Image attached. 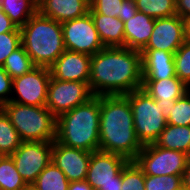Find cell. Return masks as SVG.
Segmentation results:
<instances>
[{"instance_id": "1", "label": "cell", "mask_w": 190, "mask_h": 190, "mask_svg": "<svg viewBox=\"0 0 190 190\" xmlns=\"http://www.w3.org/2000/svg\"><path fill=\"white\" fill-rule=\"evenodd\" d=\"M142 54L126 47H104L91 56L89 87L94 96L126 95L142 88Z\"/></svg>"}, {"instance_id": "2", "label": "cell", "mask_w": 190, "mask_h": 190, "mask_svg": "<svg viewBox=\"0 0 190 190\" xmlns=\"http://www.w3.org/2000/svg\"><path fill=\"white\" fill-rule=\"evenodd\" d=\"M99 137V150L120 154L128 160H134L143 148L125 95L100 96Z\"/></svg>"}, {"instance_id": "3", "label": "cell", "mask_w": 190, "mask_h": 190, "mask_svg": "<svg viewBox=\"0 0 190 190\" xmlns=\"http://www.w3.org/2000/svg\"><path fill=\"white\" fill-rule=\"evenodd\" d=\"M100 96L57 117L56 141L89 152L99 150Z\"/></svg>"}, {"instance_id": "4", "label": "cell", "mask_w": 190, "mask_h": 190, "mask_svg": "<svg viewBox=\"0 0 190 190\" xmlns=\"http://www.w3.org/2000/svg\"><path fill=\"white\" fill-rule=\"evenodd\" d=\"M20 30L21 45L37 67L49 68L66 50L61 23L38 11Z\"/></svg>"}, {"instance_id": "5", "label": "cell", "mask_w": 190, "mask_h": 190, "mask_svg": "<svg viewBox=\"0 0 190 190\" xmlns=\"http://www.w3.org/2000/svg\"><path fill=\"white\" fill-rule=\"evenodd\" d=\"M1 108L23 142L56 140L57 118L46 106L24 105L10 101L4 103Z\"/></svg>"}, {"instance_id": "6", "label": "cell", "mask_w": 190, "mask_h": 190, "mask_svg": "<svg viewBox=\"0 0 190 190\" xmlns=\"http://www.w3.org/2000/svg\"><path fill=\"white\" fill-rule=\"evenodd\" d=\"M133 114L135 133L142 145L155 143L167 125L161 107L142 88L125 95Z\"/></svg>"}, {"instance_id": "7", "label": "cell", "mask_w": 190, "mask_h": 190, "mask_svg": "<svg viewBox=\"0 0 190 190\" xmlns=\"http://www.w3.org/2000/svg\"><path fill=\"white\" fill-rule=\"evenodd\" d=\"M129 160L116 153L91 152L86 181L94 190H121L122 168Z\"/></svg>"}, {"instance_id": "8", "label": "cell", "mask_w": 190, "mask_h": 190, "mask_svg": "<svg viewBox=\"0 0 190 190\" xmlns=\"http://www.w3.org/2000/svg\"><path fill=\"white\" fill-rule=\"evenodd\" d=\"M189 155L177 150H168L154 143L143 145L134 159L145 175H183Z\"/></svg>"}, {"instance_id": "9", "label": "cell", "mask_w": 190, "mask_h": 190, "mask_svg": "<svg viewBox=\"0 0 190 190\" xmlns=\"http://www.w3.org/2000/svg\"><path fill=\"white\" fill-rule=\"evenodd\" d=\"M93 97L86 82L61 81L51 77L45 106L57 118Z\"/></svg>"}, {"instance_id": "10", "label": "cell", "mask_w": 190, "mask_h": 190, "mask_svg": "<svg viewBox=\"0 0 190 190\" xmlns=\"http://www.w3.org/2000/svg\"><path fill=\"white\" fill-rule=\"evenodd\" d=\"M61 27L66 50L92 56L105 47L90 13L80 18L64 21Z\"/></svg>"}, {"instance_id": "11", "label": "cell", "mask_w": 190, "mask_h": 190, "mask_svg": "<svg viewBox=\"0 0 190 190\" xmlns=\"http://www.w3.org/2000/svg\"><path fill=\"white\" fill-rule=\"evenodd\" d=\"M53 142H22L20 147L10 156L17 171L27 185H32L38 175L52 161Z\"/></svg>"}, {"instance_id": "12", "label": "cell", "mask_w": 190, "mask_h": 190, "mask_svg": "<svg viewBox=\"0 0 190 190\" xmlns=\"http://www.w3.org/2000/svg\"><path fill=\"white\" fill-rule=\"evenodd\" d=\"M189 38V23L178 15L155 19L147 45L143 49L175 53Z\"/></svg>"}, {"instance_id": "13", "label": "cell", "mask_w": 190, "mask_h": 190, "mask_svg": "<svg viewBox=\"0 0 190 190\" xmlns=\"http://www.w3.org/2000/svg\"><path fill=\"white\" fill-rule=\"evenodd\" d=\"M50 70L47 67H34L30 72L13 79V93L18 98L11 97V102L32 106H45Z\"/></svg>"}, {"instance_id": "14", "label": "cell", "mask_w": 190, "mask_h": 190, "mask_svg": "<svg viewBox=\"0 0 190 190\" xmlns=\"http://www.w3.org/2000/svg\"><path fill=\"white\" fill-rule=\"evenodd\" d=\"M90 157L89 151L53 142L51 162L63 171L69 182L86 180Z\"/></svg>"}, {"instance_id": "15", "label": "cell", "mask_w": 190, "mask_h": 190, "mask_svg": "<svg viewBox=\"0 0 190 190\" xmlns=\"http://www.w3.org/2000/svg\"><path fill=\"white\" fill-rule=\"evenodd\" d=\"M91 56L65 50L49 67L52 78L89 84Z\"/></svg>"}, {"instance_id": "16", "label": "cell", "mask_w": 190, "mask_h": 190, "mask_svg": "<svg viewBox=\"0 0 190 190\" xmlns=\"http://www.w3.org/2000/svg\"><path fill=\"white\" fill-rule=\"evenodd\" d=\"M142 89L156 100L165 119L169 117L175 101L190 90L177 76L165 80L143 81Z\"/></svg>"}, {"instance_id": "17", "label": "cell", "mask_w": 190, "mask_h": 190, "mask_svg": "<svg viewBox=\"0 0 190 190\" xmlns=\"http://www.w3.org/2000/svg\"><path fill=\"white\" fill-rule=\"evenodd\" d=\"M143 81L165 80L176 76L174 53L155 49H142Z\"/></svg>"}, {"instance_id": "18", "label": "cell", "mask_w": 190, "mask_h": 190, "mask_svg": "<svg viewBox=\"0 0 190 190\" xmlns=\"http://www.w3.org/2000/svg\"><path fill=\"white\" fill-rule=\"evenodd\" d=\"M37 5L41 15L62 23L87 15L90 0H37Z\"/></svg>"}, {"instance_id": "19", "label": "cell", "mask_w": 190, "mask_h": 190, "mask_svg": "<svg viewBox=\"0 0 190 190\" xmlns=\"http://www.w3.org/2000/svg\"><path fill=\"white\" fill-rule=\"evenodd\" d=\"M155 25V19L137 11L124 22V47L141 51L148 43Z\"/></svg>"}, {"instance_id": "20", "label": "cell", "mask_w": 190, "mask_h": 190, "mask_svg": "<svg viewBox=\"0 0 190 190\" xmlns=\"http://www.w3.org/2000/svg\"><path fill=\"white\" fill-rule=\"evenodd\" d=\"M105 47H124V22L112 16L89 11Z\"/></svg>"}, {"instance_id": "21", "label": "cell", "mask_w": 190, "mask_h": 190, "mask_svg": "<svg viewBox=\"0 0 190 190\" xmlns=\"http://www.w3.org/2000/svg\"><path fill=\"white\" fill-rule=\"evenodd\" d=\"M155 145L168 150H177L190 156V126L167 124Z\"/></svg>"}, {"instance_id": "22", "label": "cell", "mask_w": 190, "mask_h": 190, "mask_svg": "<svg viewBox=\"0 0 190 190\" xmlns=\"http://www.w3.org/2000/svg\"><path fill=\"white\" fill-rule=\"evenodd\" d=\"M0 8L21 28L37 11V0H0Z\"/></svg>"}, {"instance_id": "23", "label": "cell", "mask_w": 190, "mask_h": 190, "mask_svg": "<svg viewBox=\"0 0 190 190\" xmlns=\"http://www.w3.org/2000/svg\"><path fill=\"white\" fill-rule=\"evenodd\" d=\"M69 180L61 169L51 162L32 184L37 190H68Z\"/></svg>"}, {"instance_id": "24", "label": "cell", "mask_w": 190, "mask_h": 190, "mask_svg": "<svg viewBox=\"0 0 190 190\" xmlns=\"http://www.w3.org/2000/svg\"><path fill=\"white\" fill-rule=\"evenodd\" d=\"M22 142L9 117L0 107V156H11Z\"/></svg>"}, {"instance_id": "25", "label": "cell", "mask_w": 190, "mask_h": 190, "mask_svg": "<svg viewBox=\"0 0 190 190\" xmlns=\"http://www.w3.org/2000/svg\"><path fill=\"white\" fill-rule=\"evenodd\" d=\"M26 182L10 156H0V190H25Z\"/></svg>"}, {"instance_id": "26", "label": "cell", "mask_w": 190, "mask_h": 190, "mask_svg": "<svg viewBox=\"0 0 190 190\" xmlns=\"http://www.w3.org/2000/svg\"><path fill=\"white\" fill-rule=\"evenodd\" d=\"M2 67L14 79L30 72L36 66L21 45L6 58Z\"/></svg>"}, {"instance_id": "27", "label": "cell", "mask_w": 190, "mask_h": 190, "mask_svg": "<svg viewBox=\"0 0 190 190\" xmlns=\"http://www.w3.org/2000/svg\"><path fill=\"white\" fill-rule=\"evenodd\" d=\"M135 5L153 19L176 15V0H135Z\"/></svg>"}, {"instance_id": "28", "label": "cell", "mask_w": 190, "mask_h": 190, "mask_svg": "<svg viewBox=\"0 0 190 190\" xmlns=\"http://www.w3.org/2000/svg\"><path fill=\"white\" fill-rule=\"evenodd\" d=\"M145 174L134 160H129L122 168L121 190H145Z\"/></svg>"}, {"instance_id": "29", "label": "cell", "mask_w": 190, "mask_h": 190, "mask_svg": "<svg viewBox=\"0 0 190 190\" xmlns=\"http://www.w3.org/2000/svg\"><path fill=\"white\" fill-rule=\"evenodd\" d=\"M166 120L170 125L190 126V90L175 101Z\"/></svg>"}, {"instance_id": "30", "label": "cell", "mask_w": 190, "mask_h": 190, "mask_svg": "<svg viewBox=\"0 0 190 190\" xmlns=\"http://www.w3.org/2000/svg\"><path fill=\"white\" fill-rule=\"evenodd\" d=\"M176 76L190 88V38L174 53Z\"/></svg>"}, {"instance_id": "31", "label": "cell", "mask_w": 190, "mask_h": 190, "mask_svg": "<svg viewBox=\"0 0 190 190\" xmlns=\"http://www.w3.org/2000/svg\"><path fill=\"white\" fill-rule=\"evenodd\" d=\"M183 175H145V190H180Z\"/></svg>"}, {"instance_id": "32", "label": "cell", "mask_w": 190, "mask_h": 190, "mask_svg": "<svg viewBox=\"0 0 190 190\" xmlns=\"http://www.w3.org/2000/svg\"><path fill=\"white\" fill-rule=\"evenodd\" d=\"M21 46V32L0 33V66L6 58Z\"/></svg>"}, {"instance_id": "33", "label": "cell", "mask_w": 190, "mask_h": 190, "mask_svg": "<svg viewBox=\"0 0 190 190\" xmlns=\"http://www.w3.org/2000/svg\"><path fill=\"white\" fill-rule=\"evenodd\" d=\"M123 10V0H90L89 11H96L112 17H119Z\"/></svg>"}, {"instance_id": "34", "label": "cell", "mask_w": 190, "mask_h": 190, "mask_svg": "<svg viewBox=\"0 0 190 190\" xmlns=\"http://www.w3.org/2000/svg\"><path fill=\"white\" fill-rule=\"evenodd\" d=\"M13 79L9 74L0 66V107L7 102L11 101L9 94L12 93ZM7 95V96H6Z\"/></svg>"}, {"instance_id": "35", "label": "cell", "mask_w": 190, "mask_h": 190, "mask_svg": "<svg viewBox=\"0 0 190 190\" xmlns=\"http://www.w3.org/2000/svg\"><path fill=\"white\" fill-rule=\"evenodd\" d=\"M6 32H21V30L11 21L8 15L4 13L0 8V33H6Z\"/></svg>"}, {"instance_id": "36", "label": "cell", "mask_w": 190, "mask_h": 190, "mask_svg": "<svg viewBox=\"0 0 190 190\" xmlns=\"http://www.w3.org/2000/svg\"><path fill=\"white\" fill-rule=\"evenodd\" d=\"M137 12L135 0H123L122 14H119V19L123 22L132 18Z\"/></svg>"}, {"instance_id": "37", "label": "cell", "mask_w": 190, "mask_h": 190, "mask_svg": "<svg viewBox=\"0 0 190 190\" xmlns=\"http://www.w3.org/2000/svg\"><path fill=\"white\" fill-rule=\"evenodd\" d=\"M176 15L190 22V0H176Z\"/></svg>"}, {"instance_id": "38", "label": "cell", "mask_w": 190, "mask_h": 190, "mask_svg": "<svg viewBox=\"0 0 190 190\" xmlns=\"http://www.w3.org/2000/svg\"><path fill=\"white\" fill-rule=\"evenodd\" d=\"M68 190H94V189L86 180H84V181L70 182Z\"/></svg>"}, {"instance_id": "39", "label": "cell", "mask_w": 190, "mask_h": 190, "mask_svg": "<svg viewBox=\"0 0 190 190\" xmlns=\"http://www.w3.org/2000/svg\"><path fill=\"white\" fill-rule=\"evenodd\" d=\"M182 181H183V188L185 190H190V157L188 159L186 170L183 173Z\"/></svg>"}, {"instance_id": "40", "label": "cell", "mask_w": 190, "mask_h": 190, "mask_svg": "<svg viewBox=\"0 0 190 190\" xmlns=\"http://www.w3.org/2000/svg\"><path fill=\"white\" fill-rule=\"evenodd\" d=\"M25 190H37V189L32 185H28V187Z\"/></svg>"}, {"instance_id": "41", "label": "cell", "mask_w": 190, "mask_h": 190, "mask_svg": "<svg viewBox=\"0 0 190 190\" xmlns=\"http://www.w3.org/2000/svg\"><path fill=\"white\" fill-rule=\"evenodd\" d=\"M189 38H190V22H189Z\"/></svg>"}]
</instances>
